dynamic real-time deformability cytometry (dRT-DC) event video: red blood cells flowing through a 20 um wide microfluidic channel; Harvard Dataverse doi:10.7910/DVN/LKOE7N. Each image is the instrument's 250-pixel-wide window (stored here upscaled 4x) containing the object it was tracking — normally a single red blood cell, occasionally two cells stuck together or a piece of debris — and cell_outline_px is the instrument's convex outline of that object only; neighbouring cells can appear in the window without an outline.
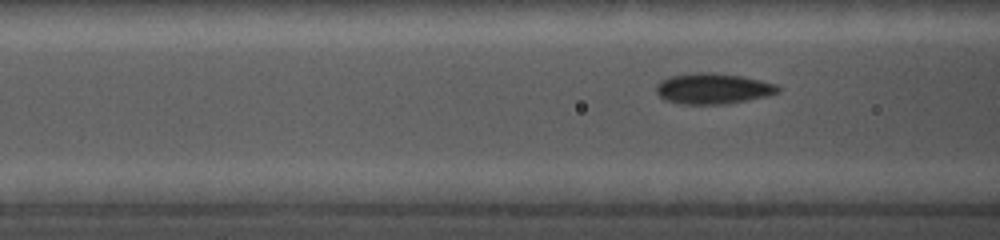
{"species": "common noctule bat (a hibernating species)", "species_latin": "Nyctalus noctula", "temperature_condition": "cold", "stored_images_in_passage": 59, "camera_frame_rate_fps": 5000, "um_per_image_px": 0.085, "animal": {"sex": "female", "body_mass_g": 19.0, "forearm_length_mm": 56.7}, "frame": {"image": 1, "passage_image": 18, "time_ms": 4.4, "image_size_px": [1000, 240], "cell_outline_px": [[780, 92], [764, 96], [724, 104], [680, 104], [664, 100], [656, 92], [656, 84], [672, 76], [696, 72], [712, 72], [740, 76], [760, 80], [776, 84], [780, 88]], "centroid_in_image_um": [60.58, 7.53], "position_along_channel_um": 106.0, "area_um2": 21.56}}
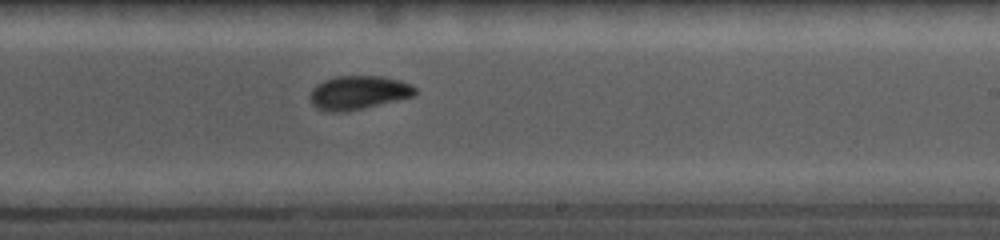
{"frame": {"image": 2, "passage_image": 36, "time_ms": 8.4, "image_size_px": [1000, 240], "cell_outline_px": [[416, 96], [344, 112], [328, 112], [312, 104], [312, 88], [316, 84], [324, 80], [336, 76], [380, 76], [400, 80], [412, 84], [416, 88]], "centroid_in_image_um": [30.51, 7.86], "position_along_channel_um": 258.5, "area_um2": 20.52}}
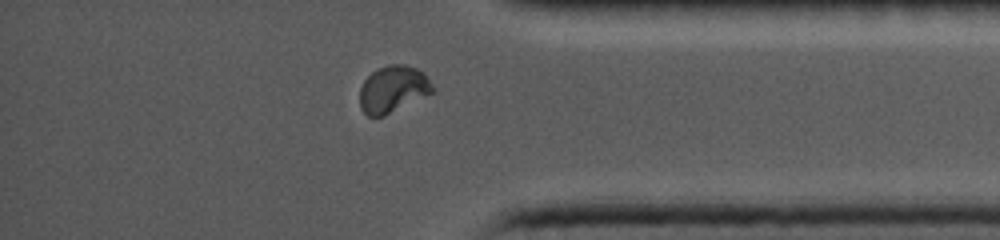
{"frame": {"image": 3, "passage_image": 52, "time_ms": 12.2, "image_size_px": [1000, 240], "cell_outline_px": [[436, 88], [432, 92], [384, 116], [368, 116], [360, 108], [360, 88], [364, 80], [372, 72], [388, 64], [404, 64], [416, 68], [424, 72]], "centroid_in_image_um": [33.41, 7.56], "position_along_channel_um": 401.8, "area_um2": 19.77}}